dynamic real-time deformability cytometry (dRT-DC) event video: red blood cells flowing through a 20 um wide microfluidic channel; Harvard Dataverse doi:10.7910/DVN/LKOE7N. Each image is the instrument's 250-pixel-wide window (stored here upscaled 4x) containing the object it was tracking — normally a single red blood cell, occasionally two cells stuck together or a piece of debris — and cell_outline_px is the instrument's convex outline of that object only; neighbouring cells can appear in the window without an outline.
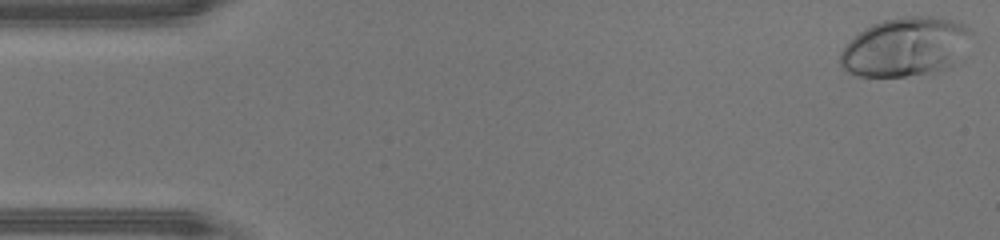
{"species": "human", "species_latin": "Homo sapiens", "temperature_condition": "warm", "stored_images_in_passage": 45, "camera_frame_rate_fps": 3000, "um_per_image_px": 0.085, "donor": {"sex": "male"}, "frame": {"image": 1, "passage_image": 1, "time_ms": 0.0, "image_size_px": [1000, 240], "cell_outline_px": [[972, 32], [952, 64], [948, 68], [936, 72], [904, 76], [856, 76], [844, 72], [840, 64], [840, 52], [864, 28], [872, 24], [884, 20], [908, 16], [932, 16], [956, 20], [964, 24]], "centroid_in_image_um": [76.91, 3.99], "position_along_channel_um": 8.1, "area_um2": 44.51}}
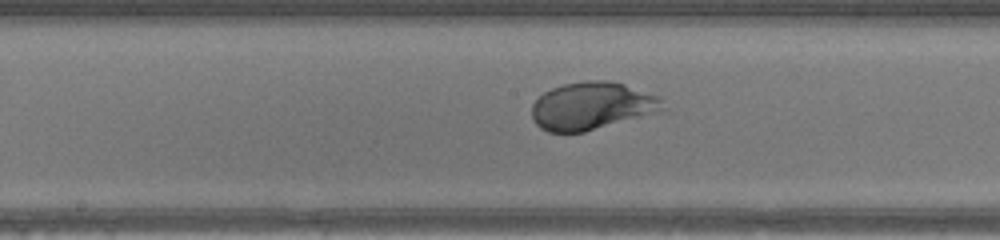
{"frame": {"image": 2, "passage_image": 23, "time_ms": 7.333, "image_size_px": [1000, 240], "cell_outline_px": [[668, 108], [584, 132], [548, 132], [540, 128], [532, 120], [532, 104], [544, 92], [552, 88], [564, 84], [584, 80], [608, 80], [624, 84], [660, 96]], "centroid_in_image_um": [50.29, 8.99], "position_along_channel_um": 197.9, "area_um2": 36.18}}
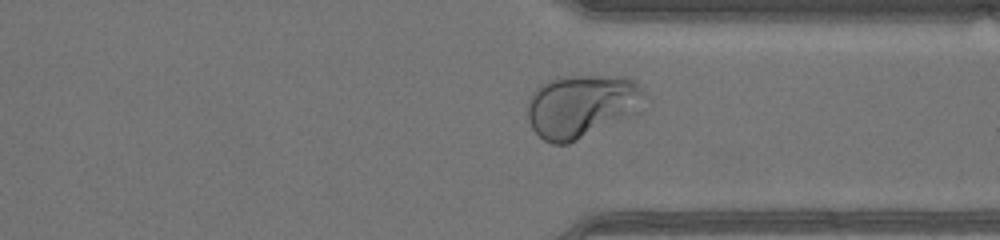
{"frame": {"image": 3, "passage_image": 34, "time_ms": 11.0, "image_size_px": [1000, 240], "cell_outline_px": [[644, 96], [640, 112], [636, 116], [568, 144], [552, 144], [544, 140], [532, 128], [528, 120], [528, 100], [532, 92], [540, 84], [556, 76], [628, 76], [644, 88]], "centroid_in_image_um": [49.48, 9.01], "position_along_channel_um": 361.9, "area_um2": 44.1}, "authors_computed_cell_mechanics": {"area_um2": 39.882, "velocity_mm_per_s": 4.4935, "shape_relaxation_time_tau1_ms": 2.497, "shape_relaxation_time_tau2_ms": null, "deformation_change_tau1": 0.1849, "deformation_change_tau2": null}}